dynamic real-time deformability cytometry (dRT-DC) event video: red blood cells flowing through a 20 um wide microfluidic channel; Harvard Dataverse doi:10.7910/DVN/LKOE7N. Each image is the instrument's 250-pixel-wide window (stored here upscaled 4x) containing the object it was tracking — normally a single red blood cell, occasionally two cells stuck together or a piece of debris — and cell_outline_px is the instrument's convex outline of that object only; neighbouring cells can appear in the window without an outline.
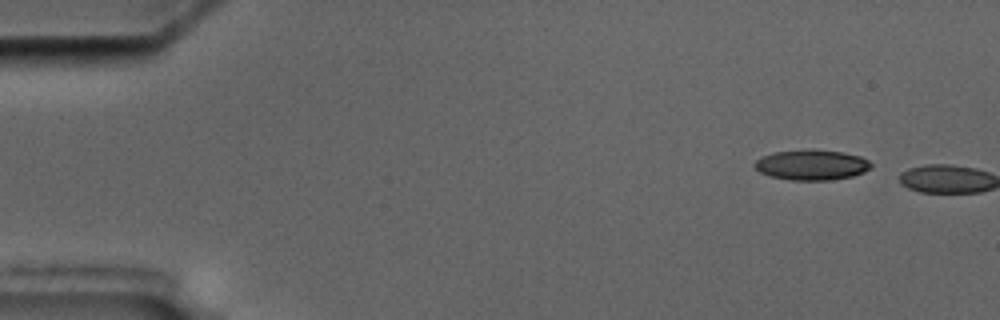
{"species": "common noctule bat (a hibernating species)", "species_latin": "Nyctalus noctula", "temperature_condition": "cold", "stored_images_in_passage": 2, "camera_frame_rate_fps": 3000, "um_per_image_px": 0.085, "animal": {"sex": "male", "body_mass_g": 17.5, "forearm_length_mm": 52.3}, "frame": {"image": 1, "passage_image": 1, "time_ms": 0.0, "image_size_px": [1000, 320], "cell_outline_px": [[872, 168], [864, 172], [852, 176], [832, 180], [792, 180], [772, 176], [760, 172], [752, 164], [760, 156], [772, 152], [844, 152], [860, 156], [868, 160], [872, 164]], "centroid_in_image_um": [69.0, 14.05], "position_along_channel_um": 16.0, "area_um2": 19.88}}